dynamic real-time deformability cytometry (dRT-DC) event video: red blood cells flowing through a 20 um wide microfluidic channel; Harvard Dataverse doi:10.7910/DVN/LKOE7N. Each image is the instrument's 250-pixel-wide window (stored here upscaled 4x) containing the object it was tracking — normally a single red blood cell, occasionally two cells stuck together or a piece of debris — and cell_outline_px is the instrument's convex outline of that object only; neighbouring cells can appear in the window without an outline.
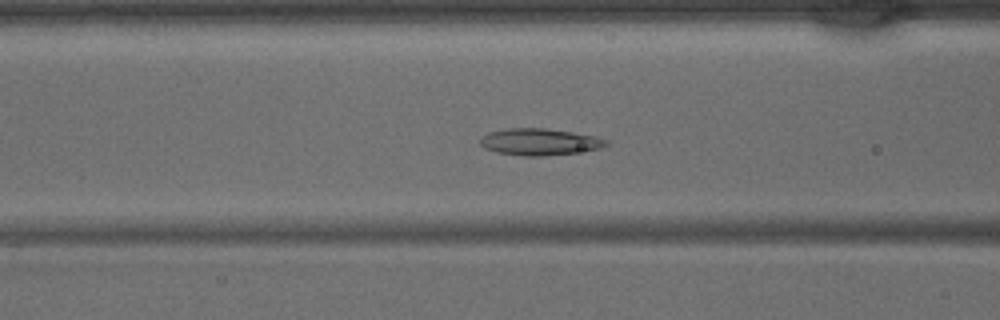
{"species": "common noctule bat (a hibernating species)", "species_latin": "Nyctalus noctula", "temperature_condition": "warm", "stored_images_in_passage": 43, "camera_frame_rate_fps": 3000, "um_per_image_px": 0.085, "animal": {"sex": "male", "body_mass_g": 15.6}, "frame": {"image": 1, "passage_image": 17, "time_ms": 5.333, "image_size_px": [1000, 320], "cell_outline_px": [[608, 144], [600, 148], [576, 152], [544, 156], [524, 156], [496, 152], [484, 148], [480, 144], [480, 136], [488, 132], [508, 128], [544, 128], [572, 132], [596, 136], [608, 140]], "centroid_in_image_um": [45.83, 12.05], "position_along_channel_um": 120.8, "area_um2": 19.65}}
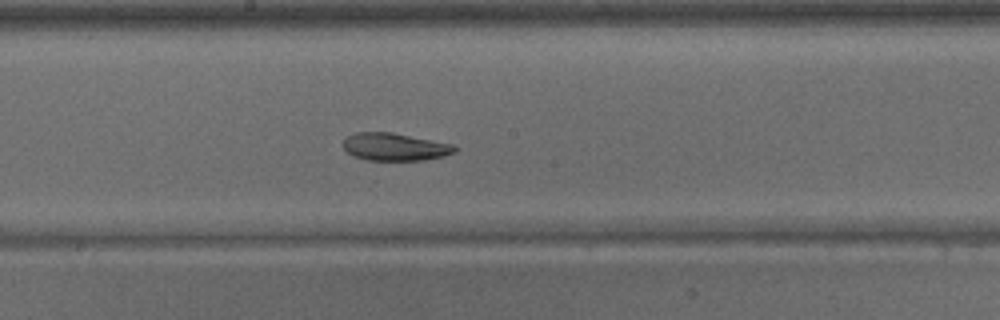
{"frame": {"image": 2, "passage_image": 23, "time_ms": 7.333, "image_size_px": [1000, 320], "cell_outline_px": [[456, 152], [444, 156], [424, 160], [368, 160], [352, 156], [340, 144], [348, 136], [356, 132], [392, 132], [456, 144]], "centroid_in_image_um": [33.58, 12.48], "position_along_channel_um": 214.6, "area_um2": 18.21}}
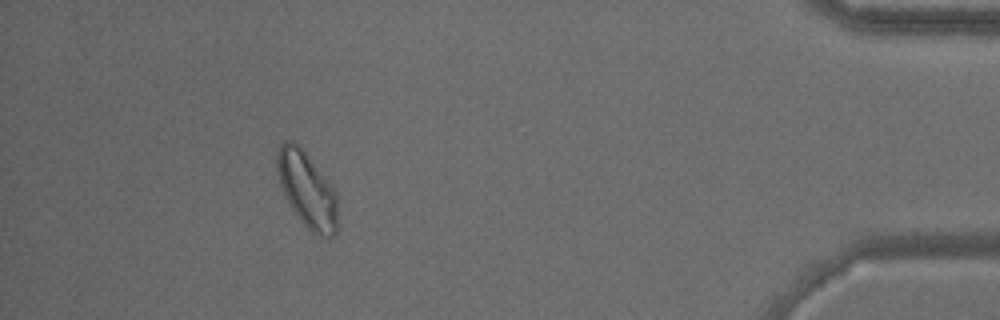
{"frame": {"image": 3, "passage_image": 39, "time_ms": 12.667, "image_size_px": [1000, 320], "cell_outline_px": [[340, 200], [336, 232], [332, 236], [320, 236], [312, 232], [304, 224], [292, 208], [284, 196], [280, 184], [276, 168], [276, 152], [280, 144], [284, 140], [292, 140], [304, 152], [332, 184]], "centroid_in_image_um": [26.12, 16.13], "position_along_channel_um": 409.1, "area_um2": 26.93}}